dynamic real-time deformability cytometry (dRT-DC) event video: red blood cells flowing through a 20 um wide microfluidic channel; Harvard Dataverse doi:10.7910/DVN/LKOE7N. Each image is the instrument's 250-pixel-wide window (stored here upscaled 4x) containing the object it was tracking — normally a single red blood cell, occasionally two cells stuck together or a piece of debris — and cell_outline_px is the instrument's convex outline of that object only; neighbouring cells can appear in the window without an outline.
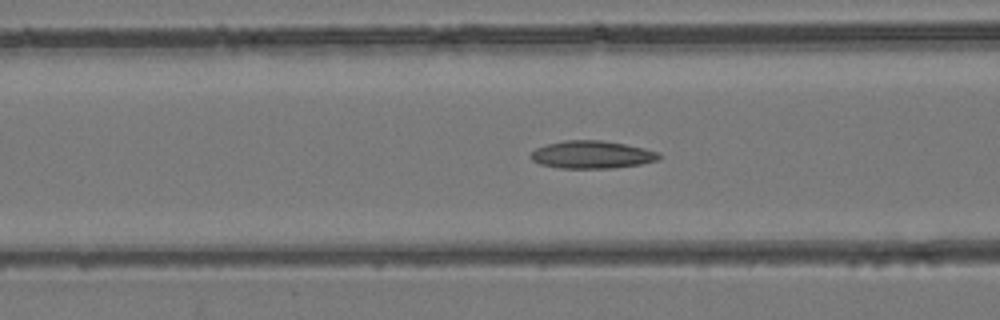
{"species": "common noctule bat (a hibernating species)", "species_latin": "Nyctalus noctula", "temperature_condition": "room temperature", "stored_images_in_passage": 45, "camera_frame_rate_fps": 3000, "um_per_image_px": 0.085, "animal": {"sex": "female", "body_mass_g": 24.6, "forearm_length_mm": 56.2}, "frame": {"image": 1, "passage_image": 18, "time_ms": 5.667, "image_size_px": [1000, 320], "cell_outline_px": [[660, 160], [640, 164], [612, 168], [560, 168], [540, 164], [532, 160], [528, 156], [536, 148], [548, 144], [564, 140], [600, 140], [624, 144], [644, 148], [660, 152]], "centroid_in_image_um": [50.31, 13.15], "position_along_channel_um": 116.3, "area_um2": 20.69}}
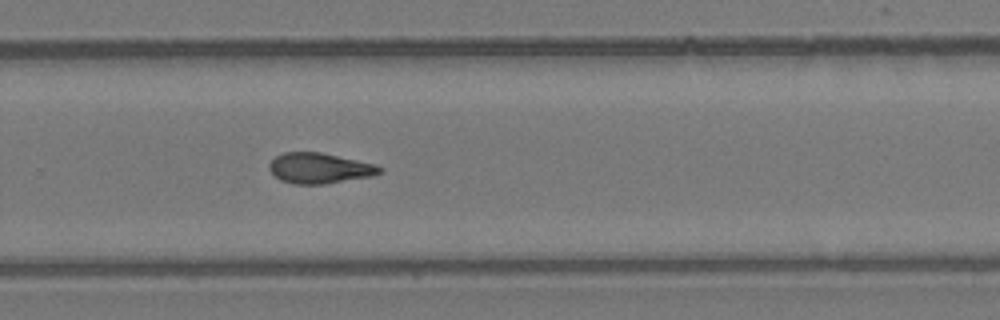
{"frame": {"image": 2, "passage_image": 30, "time_ms": 9.667, "image_size_px": [1000, 320], "cell_outline_px": [[384, 172], [372, 176], [324, 184], [292, 184], [280, 180], [268, 168], [268, 164], [276, 156], [284, 152], [320, 152], [356, 160], [372, 164], [384, 168]], "centroid_in_image_um": [27.15, 14.3], "position_along_channel_um": 302.7, "area_um2": 19.54}}
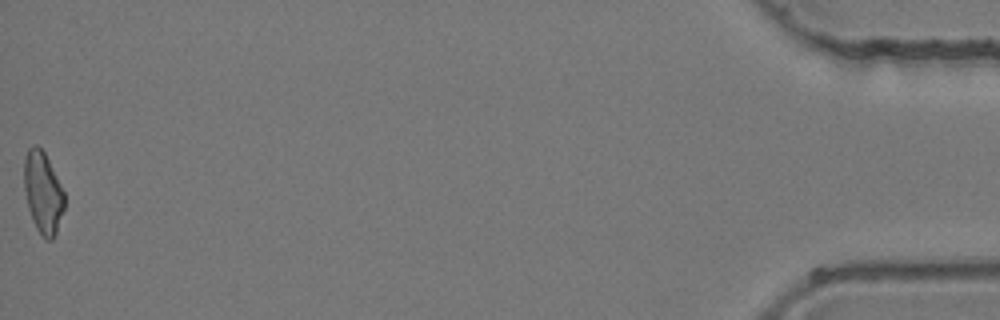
{"frame": {"image": 3, "passage_image": 45, "time_ms": 14.667, "image_size_px": [1000, 320], "cell_outline_px": [[64, 208], [56, 232], [52, 240], [44, 240], [36, 228], [32, 220], [28, 208], [24, 188], [24, 156], [28, 148], [32, 144], [36, 144], [44, 152], [64, 192]], "centroid_in_image_um": [3.63, 16.37], "position_along_channel_um": 431.6, "area_um2": 19.13}}